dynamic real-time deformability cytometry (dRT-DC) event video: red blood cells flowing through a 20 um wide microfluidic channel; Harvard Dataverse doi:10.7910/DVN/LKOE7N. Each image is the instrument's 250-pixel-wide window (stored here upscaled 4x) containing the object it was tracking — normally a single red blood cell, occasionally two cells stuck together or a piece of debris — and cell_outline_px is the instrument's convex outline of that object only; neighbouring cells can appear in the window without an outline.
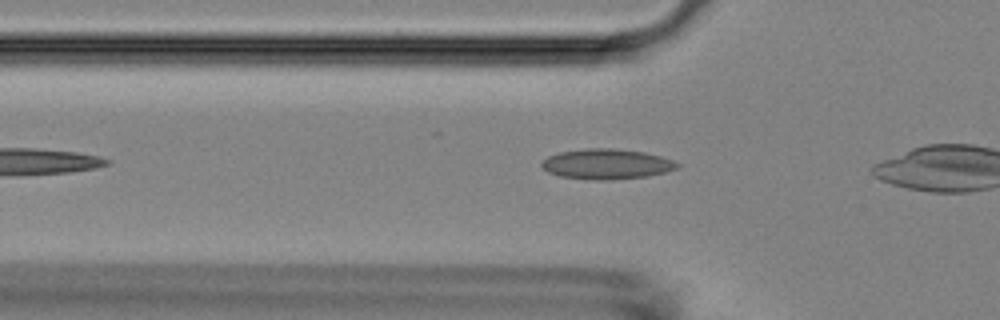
{"species": "Egyptian fruit bat (a non-hibernating species)", "species_latin": "Rousettus aegyptiacus", "temperature_condition": "room temperature", "stored_images_in_passage": 28, "camera_frame_rate_fps": 3000, "um_per_image_px": 0.085, "animal": {"sex": "female"}, "frame": {"image": 1, "passage_image": 3, "time_ms": 0.667, "image_size_px": [1000, 320], "cell_outline_px": [[680, 164], [676, 168], [664, 172], [648, 176], [608, 180], [596, 180], [560, 176], [548, 172], [540, 164], [548, 156], [560, 152], [584, 148], [612, 148], [644, 152], [660, 156], [672, 160]], "centroid_in_image_um": [51.55, 13.94], "position_along_channel_um": 74.3, "area_um2": 23.7}}
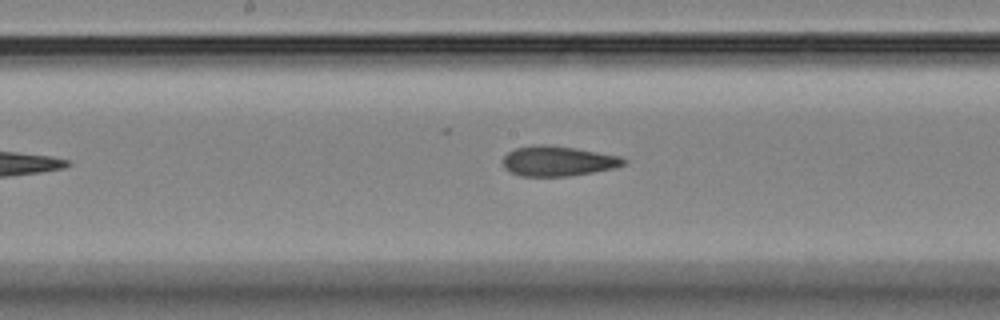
{"frame": {"image": 2, "passage_image": 13, "time_ms": 4.0, "image_size_px": [1000, 320], "cell_outline_px": [[628, 160], [624, 164], [616, 168], [568, 176], [520, 176], [504, 168], [500, 160], [508, 152], [516, 148], [532, 144], [548, 144], [576, 148], [620, 156]], "centroid_in_image_um": [47.4, 13.68], "position_along_channel_um": 200.8, "area_um2": 21.39}}
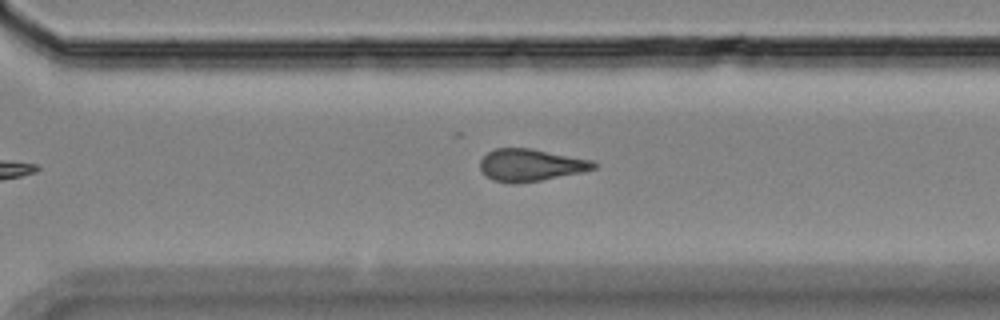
{"frame": {"image": 3, "passage_image": 23, "time_ms": 7.333, "image_size_px": [1000, 320], "cell_outline_px": [[600, 164], [596, 168], [580, 172], [540, 180], [516, 184], [512, 184], [492, 180], [480, 168], [480, 160], [488, 152], [496, 148], [532, 148], [592, 160]], "centroid_in_image_um": [45.11, 14.02], "position_along_channel_um": 325.5, "area_um2": 21.27}}